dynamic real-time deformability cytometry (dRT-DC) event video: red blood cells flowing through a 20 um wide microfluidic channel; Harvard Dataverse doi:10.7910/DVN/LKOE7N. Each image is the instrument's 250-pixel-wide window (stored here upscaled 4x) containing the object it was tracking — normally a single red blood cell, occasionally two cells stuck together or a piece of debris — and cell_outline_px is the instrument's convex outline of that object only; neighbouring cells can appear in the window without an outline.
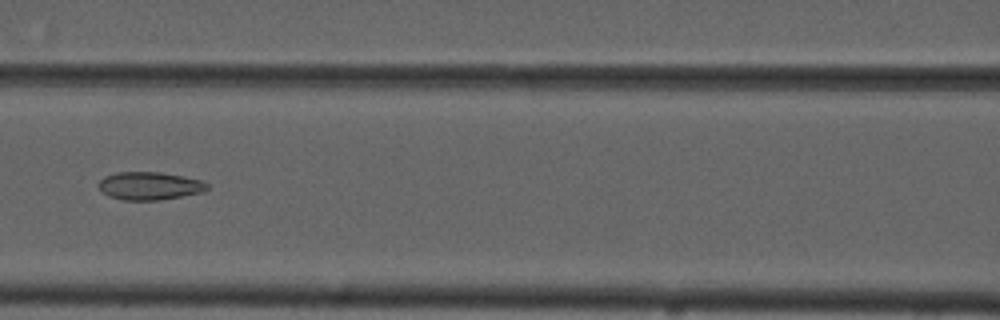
{"species": "common noctule bat (a hibernating species)", "species_latin": "Nyctalus noctula", "temperature_condition": "cold", "stored_images_in_passage": 10, "camera_frame_rate_fps": 3000, "um_per_image_px": 0.085, "animal": {"sex": "male", "forearm_length_mm": 52.5}, "frame": {"image": 1, "passage_image": 7, "time_ms": 7.0, "image_size_px": [1000, 320], "cell_outline_px": [[208, 188], [204, 192], [156, 200], [124, 200], [108, 196], [96, 184], [104, 176], [116, 172], [160, 172], [184, 176], [200, 180], [208, 184]], "centroid_in_image_um": [12.69, 15.79], "position_along_channel_um": 153.9, "area_um2": 17.63}}
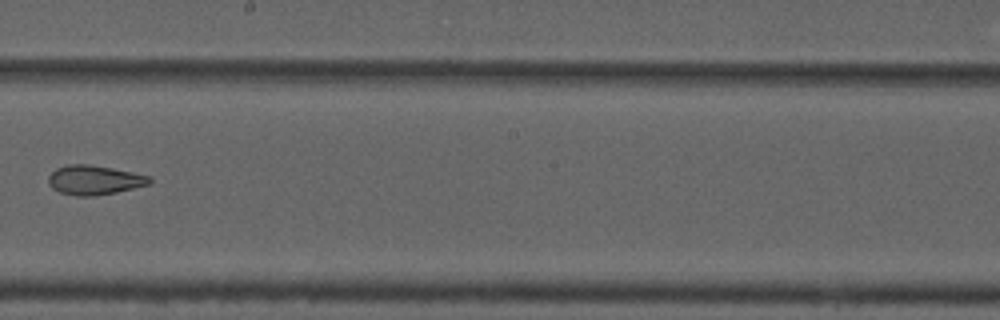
{"frame": {"image": 2, "passage_image": 9, "time_ms": 9.333, "image_size_px": [1000, 320], "cell_outline_px": [[152, 184], [116, 192], [96, 196], [76, 196], [60, 192], [52, 188], [48, 184], [48, 176], [56, 168], [68, 164], [88, 164], [112, 168], [152, 176]], "centroid_in_image_um": [8.04, 15.3], "position_along_channel_um": 240.2, "area_um2": 17.51}}
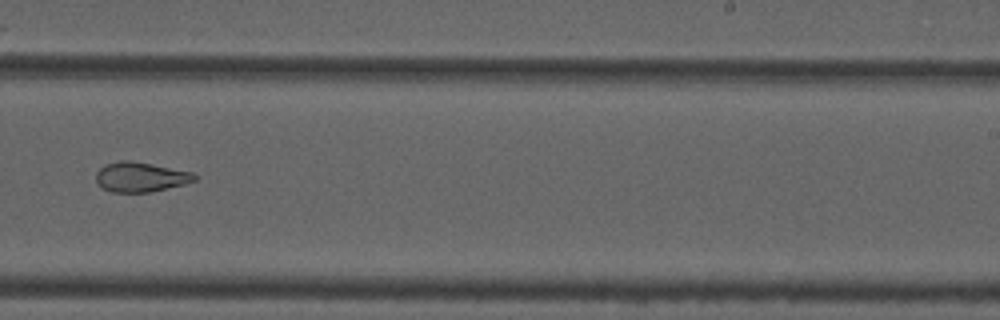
{"frame": {"image": 3, "passage_image": 10, "time_ms": 10.333, "image_size_px": [1000, 320], "cell_outline_px": [[200, 176], [196, 180], [184, 184], [148, 192], [112, 192], [104, 188], [96, 180], [96, 172], [104, 164], [120, 160], [128, 160], [152, 164], [192, 172]], "centroid_in_image_um": [11.96, 15.03], "position_along_channel_um": 277.0, "area_um2": 16.99}}